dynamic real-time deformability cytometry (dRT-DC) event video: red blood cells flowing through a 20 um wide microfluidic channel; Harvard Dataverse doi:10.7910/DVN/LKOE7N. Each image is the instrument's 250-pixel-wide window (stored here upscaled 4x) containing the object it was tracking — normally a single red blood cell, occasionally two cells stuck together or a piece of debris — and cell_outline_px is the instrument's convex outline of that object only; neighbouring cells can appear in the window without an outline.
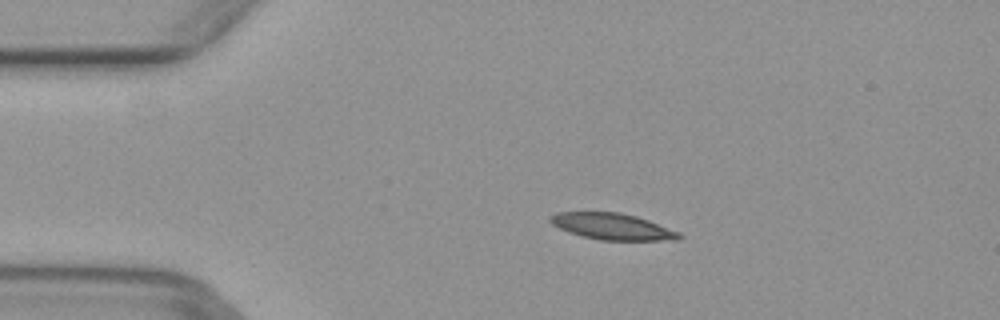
{"species": "common noctule bat (a hibernating species)", "species_latin": "Nyctalus noctula", "temperature_condition": "warm", "stored_images_in_passage": 50, "camera_frame_rate_fps": 3000, "um_per_image_px": 0.085, "animal": {"sex": "female", "body_mass_g": 29.2, "forearm_length_mm": 56.3}, "frame": {"image": 1, "passage_image": 10, "time_ms": 3.0, "image_size_px": [1000, 320], "cell_outline_px": [[684, 236], [680, 240], [600, 240], [580, 236], [568, 232], [552, 224], [548, 220], [548, 216], [556, 212], [620, 212], [636, 216], [648, 220], [680, 232]], "centroid_in_image_um": [52.04, 19.25], "position_along_channel_um": 33.0, "area_um2": 20.0}}
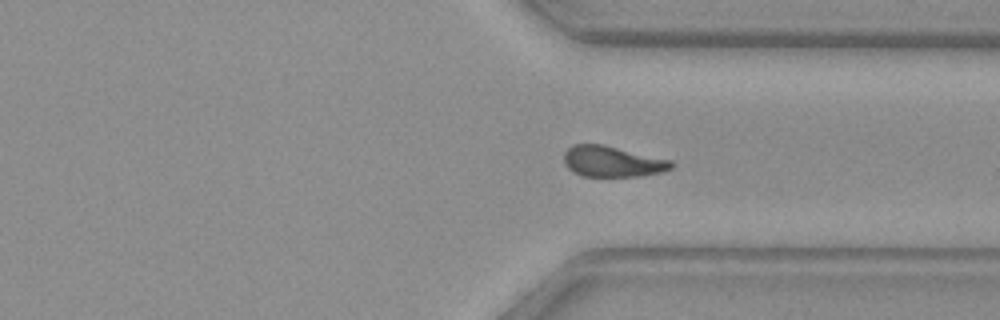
{"frame": {"image": 2, "passage_image": 37, "time_ms": 12.0, "image_size_px": [1000, 320], "cell_outline_px": [[676, 164], [672, 168], [664, 172], [640, 176], [580, 176], [572, 172], [564, 164], [564, 152], [572, 144], [604, 144], [672, 160]], "centroid_in_image_um": [52.07, 13.72], "position_along_channel_um": 359.3, "area_um2": 19.65}}
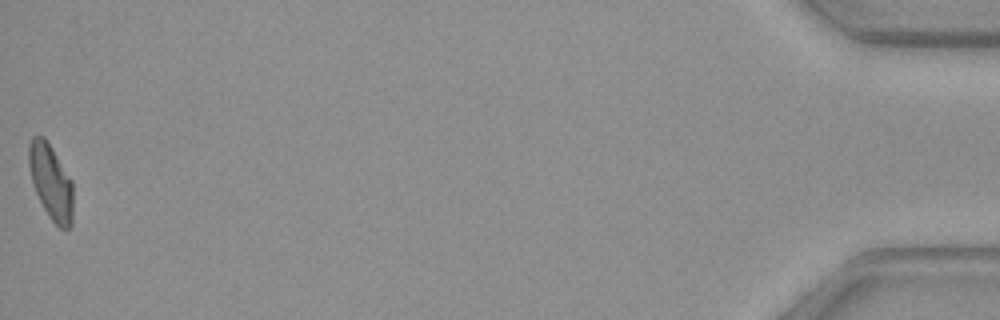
{"frame": {"image": 3, "passage_image": 50, "time_ms": 16.333, "image_size_px": [1000, 320], "cell_outline_px": [[72, 224], [68, 228], [60, 228], [48, 216], [32, 184], [28, 164], [28, 144], [32, 136], [44, 136], [52, 148], [72, 180]], "centroid_in_image_um": [4.31, 15.43], "position_along_channel_um": 430.9, "area_um2": 19.36}}